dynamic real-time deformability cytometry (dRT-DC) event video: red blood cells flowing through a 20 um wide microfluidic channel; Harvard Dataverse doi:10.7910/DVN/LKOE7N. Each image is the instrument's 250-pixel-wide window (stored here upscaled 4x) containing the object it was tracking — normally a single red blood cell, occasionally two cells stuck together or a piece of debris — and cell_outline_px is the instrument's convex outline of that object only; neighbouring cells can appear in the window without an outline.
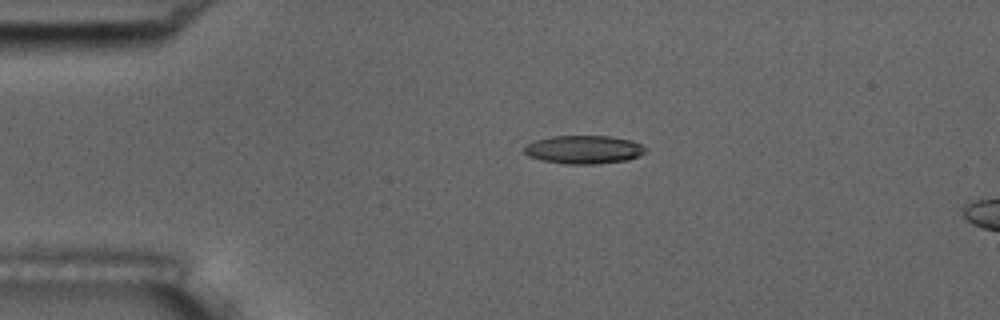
{"species": "common noctule bat (a hibernating species)", "species_latin": "Nyctalus noctula", "temperature_condition": "room temperature", "stored_images_in_passage": 4, "camera_frame_rate_fps": 3000, "um_per_image_px": 0.085, "animal": {"sex": "male", "body_mass_g": 17.5, "forearm_length_mm": 52.3}, "frame": {"image": 1, "passage_image": 3, "time_ms": 3.333, "image_size_px": [1000, 320], "cell_outline_px": [[644, 152], [628, 160], [596, 164], [568, 164], [540, 160], [528, 156], [524, 152], [524, 144], [536, 140], [552, 136], [608, 136], [632, 140], [640, 144], [644, 148]], "centroid_in_image_um": [49.56, 12.71], "position_along_channel_um": 35.4, "area_um2": 19.94}}